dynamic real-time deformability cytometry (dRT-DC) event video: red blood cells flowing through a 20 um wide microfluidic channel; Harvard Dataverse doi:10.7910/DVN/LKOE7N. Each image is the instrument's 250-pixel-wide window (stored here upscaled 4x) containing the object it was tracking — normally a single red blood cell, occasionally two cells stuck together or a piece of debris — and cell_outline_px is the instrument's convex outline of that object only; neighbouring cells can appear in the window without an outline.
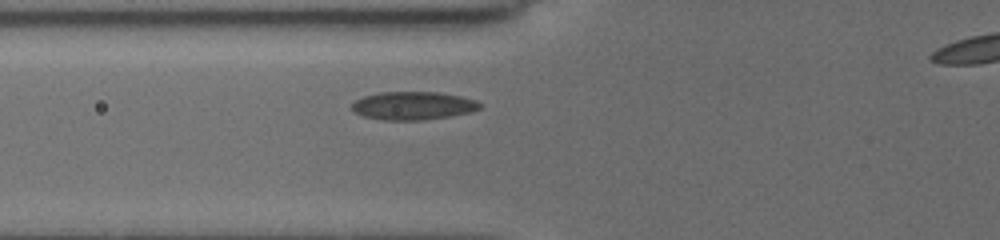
{"species": "common noctule bat (a hibernating species)", "species_latin": "Nyctalus noctula", "temperature_condition": "cold", "stored_images_in_passage": 6, "camera_frame_rate_fps": 3000, "um_per_image_px": 0.085, "animal": {"sex": "female", "body_mass_g": 19.5, "forearm_length_mm": 54.1}, "frame": {"image": 1, "passage_image": 4, "time_ms": 2.0, "image_size_px": [1000, 240], "cell_outline_px": [[480, 108], [472, 112], [424, 120], [384, 120], [364, 116], [356, 112], [352, 108], [352, 104], [356, 100], [364, 96], [380, 92], [436, 92], [460, 96], [476, 100], [480, 104]], "centroid_in_image_um": [35.12, 8.98], "position_along_channel_um": 90.7, "area_um2": 20.81}}
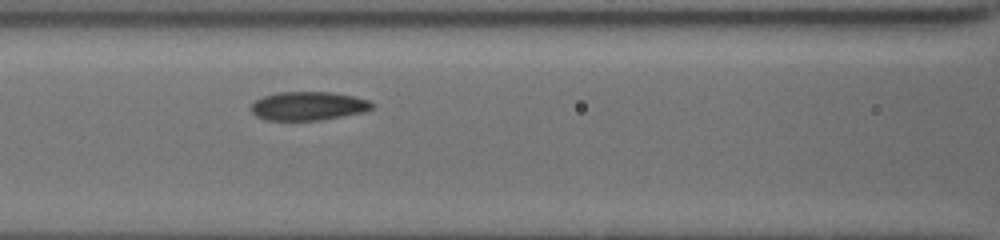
{"frame": {"image": 2, "passage_image": 6, "time_ms": 3.333, "image_size_px": [1000, 240], "cell_outline_px": [[376, 104], [372, 108], [364, 112], [320, 120], [264, 120], [256, 116], [252, 112], [252, 104], [256, 100], [264, 96], [280, 92], [332, 92], [352, 96], [368, 100]], "centroid_in_image_um": [26.21, 9.01], "position_along_channel_um": 140.4, "area_um2": 20.11}}